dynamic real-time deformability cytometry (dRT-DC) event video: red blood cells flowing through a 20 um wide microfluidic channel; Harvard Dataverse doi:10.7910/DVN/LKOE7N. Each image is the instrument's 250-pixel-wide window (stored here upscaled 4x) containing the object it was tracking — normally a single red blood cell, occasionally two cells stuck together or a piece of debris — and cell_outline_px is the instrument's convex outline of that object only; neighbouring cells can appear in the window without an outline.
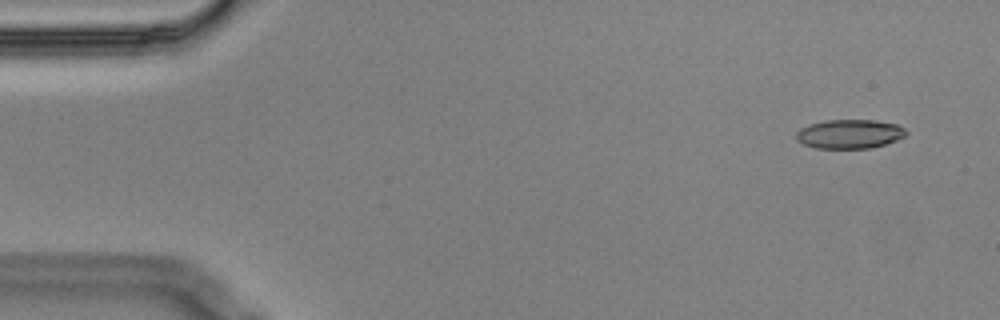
{"species": "Egyptian fruit bat (a non-hibernating species)", "species_latin": "Rousettus aegyptiacus", "temperature_condition": "cold", "stored_images_in_passage": 8, "camera_frame_rate_fps": 3000, "um_per_image_px": 0.085, "animal": {"sex": "male"}, "frame": {"image": 1, "passage_image": 1, "time_ms": 0.0, "image_size_px": [1000, 320], "cell_outline_px": [[908, 132], [904, 136], [896, 140], [872, 148], [816, 148], [804, 144], [796, 140], [796, 132], [800, 128], [824, 120], [876, 120], [896, 124], [904, 128]], "centroid_in_image_um": [72.21, 11.38], "position_along_channel_um": 12.8, "area_um2": 18.55}}
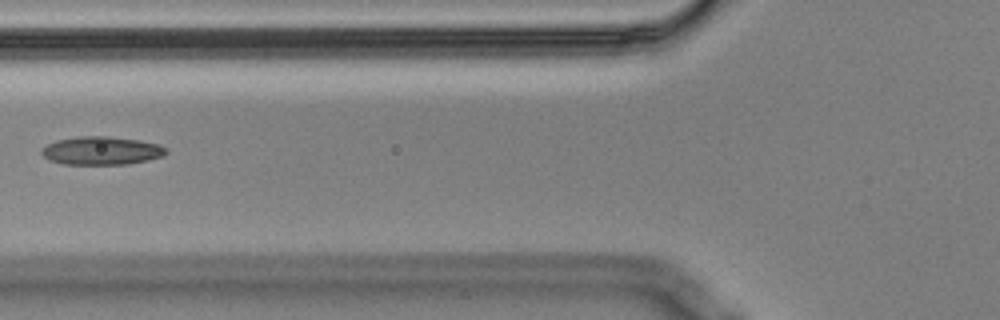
{"frame": {"image": 2, "passage_image": 6, "time_ms": 1.667, "image_size_px": [1000, 320], "cell_outline_px": [[168, 152], [164, 156], [148, 160], [128, 164], [64, 164], [48, 160], [40, 152], [40, 148], [56, 140], [80, 136], [108, 136], [140, 140], [160, 144], [168, 148]], "centroid_in_image_um": [8.65, 12.8], "position_along_channel_um": 117.1, "area_um2": 20.75}}
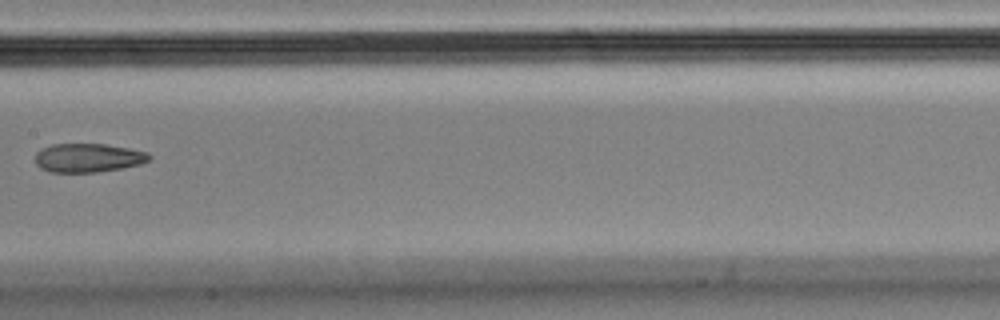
{"frame": {"image": 3, "passage_image": 8, "time_ms": 2.333, "image_size_px": [1000, 320], "cell_outline_px": [[152, 156], [148, 160], [140, 164], [120, 168], [96, 172], [52, 172], [40, 168], [36, 164], [36, 152], [52, 144], [104, 144], [128, 148], [148, 152]], "centroid_in_image_um": [7.49, 13.41], "position_along_channel_um": 199.9, "area_um2": 18.96}}